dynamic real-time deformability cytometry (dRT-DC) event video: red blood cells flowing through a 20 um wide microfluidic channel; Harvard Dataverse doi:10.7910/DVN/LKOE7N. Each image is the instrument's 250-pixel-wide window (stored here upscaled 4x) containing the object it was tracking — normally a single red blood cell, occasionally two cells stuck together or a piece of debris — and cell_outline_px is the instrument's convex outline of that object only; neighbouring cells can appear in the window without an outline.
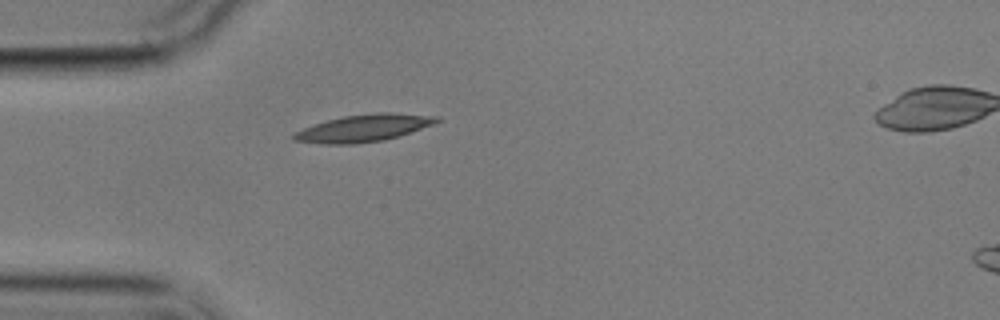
{"species": "common noctule bat (a hibernating species)", "species_latin": "Nyctalus noctula", "temperature_condition": "cold", "stored_images_in_passage": 4, "camera_frame_rate_fps": 3000, "um_per_image_px": 0.085, "animal": {"sex": "male", "body_mass_g": 17.9}, "frame": {"image": 1, "passage_image": 3, "time_ms": 3.667, "image_size_px": [1000, 320], "cell_outline_px": [[440, 120], [432, 124], [400, 136], [384, 140], [352, 144], [320, 144], [292, 140], [292, 136], [296, 132], [304, 128], [328, 120], [344, 116], [376, 112], [388, 112], [440, 116]], "centroid_in_image_um": [30.93, 10.89], "position_along_channel_um": 54.1, "area_um2": 22.48}}